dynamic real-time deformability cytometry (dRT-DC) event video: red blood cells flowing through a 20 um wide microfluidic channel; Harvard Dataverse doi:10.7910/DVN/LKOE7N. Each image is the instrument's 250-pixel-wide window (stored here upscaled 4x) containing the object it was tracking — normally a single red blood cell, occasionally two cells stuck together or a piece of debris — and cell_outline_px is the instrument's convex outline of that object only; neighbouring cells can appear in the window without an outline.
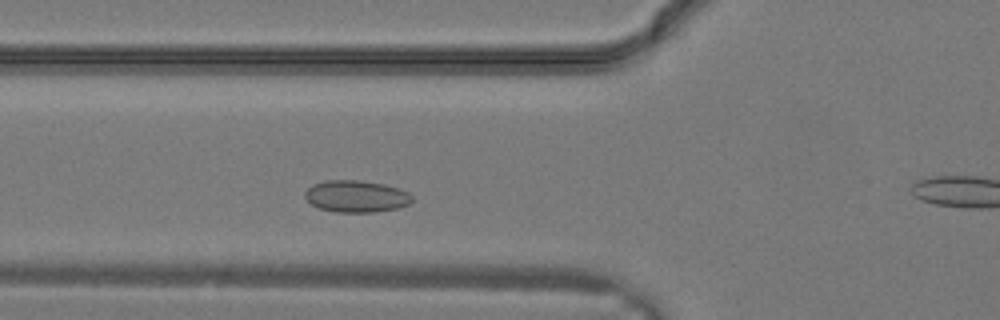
{"species": "common noctule bat (a hibernating species)", "species_latin": "Nyctalus noctula", "temperature_condition": "warm", "stored_images_in_passage": 13, "camera_frame_rate_fps": 3000, "um_per_image_px": 0.085, "animal": {"sex": "male", "body_mass_g": 19.2, "forearm_length_mm": 51.8}, "frame": {"image": 1, "passage_image": 8, "time_ms": 2.333, "image_size_px": [1000, 320], "cell_outline_px": [[412, 200], [408, 204], [396, 208], [376, 212], [336, 212], [320, 208], [312, 204], [304, 196], [304, 192], [312, 184], [324, 180], [356, 180], [384, 184], [408, 192], [412, 196]], "centroid_in_image_um": [30.25, 16.68], "position_along_channel_um": 95.6, "area_um2": 19.77}}
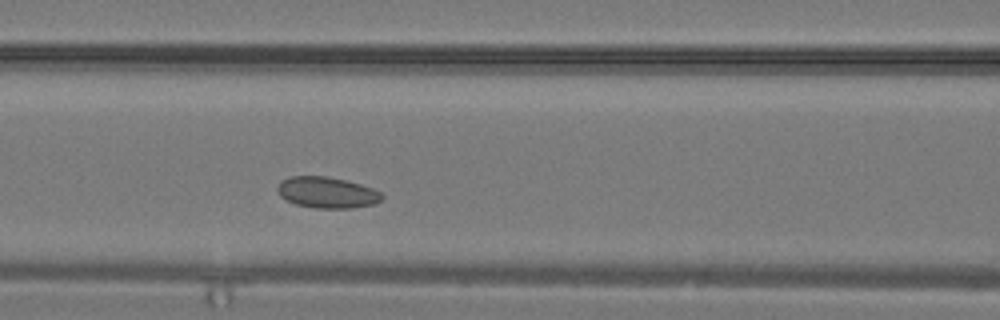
{"frame": {"image": 2, "passage_image": 10, "time_ms": 3.0, "image_size_px": [1000, 320], "cell_outline_px": [[384, 196], [376, 204], [352, 208], [316, 208], [296, 204], [280, 196], [276, 188], [280, 180], [288, 176], [328, 176], [360, 184], [372, 188], [380, 192]], "centroid_in_image_um": [27.78, 16.36], "position_along_channel_um": 138.8, "area_um2": 19.02}}